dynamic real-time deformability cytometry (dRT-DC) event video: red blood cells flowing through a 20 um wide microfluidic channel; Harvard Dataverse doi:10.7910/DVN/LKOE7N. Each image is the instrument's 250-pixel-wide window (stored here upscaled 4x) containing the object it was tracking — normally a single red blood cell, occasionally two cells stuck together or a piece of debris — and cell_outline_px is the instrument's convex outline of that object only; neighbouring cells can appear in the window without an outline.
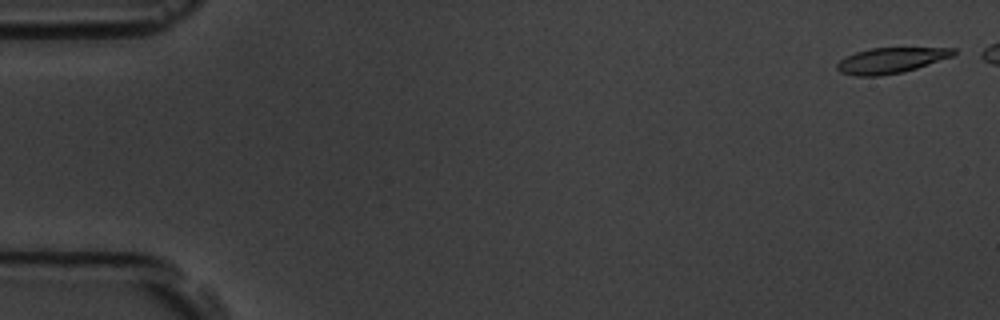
{"species": "common noctule bat (a hibernating species)", "species_latin": "Nyctalus noctula", "temperature_condition": "room temperature", "stored_images_in_passage": 7, "segment_of_instrument_passage": [1, 2], "camera_frame_rate_fps": 3000, "um_per_image_px": 0.085, "animal": {"sex": "male", "body_mass_g": 19.5, "forearm_length_mm": 54.6}, "frame": {"image": 1, "passage_image": 1, "time_ms": 0.0, "image_size_px": [1000, 320], "cell_outline_px": [[956, 52], [952, 56], [904, 72], [880, 76], [856, 76], [840, 72], [836, 68], [836, 64], [840, 60], [856, 52], [872, 48], [956, 48]], "centroid_in_image_um": [75.7, 5.14], "position_along_channel_um": 9.3, "area_um2": 17.17}}
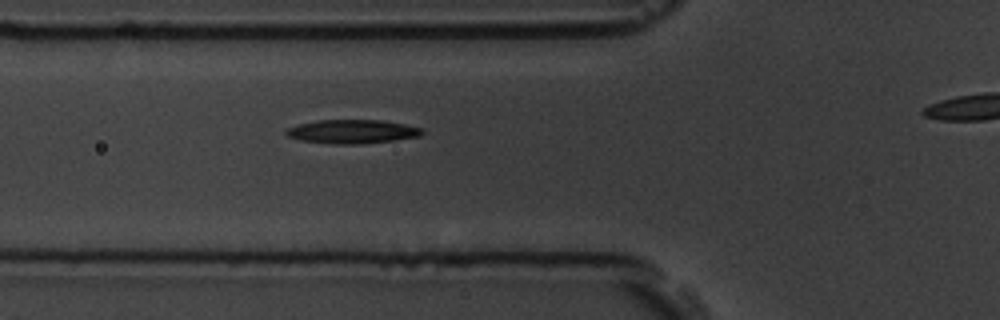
{"frame": {"image": 2, "passage_image": 6, "time_ms": 1.667, "image_size_px": [1000, 320], "cell_outline_px": [[424, 132], [420, 136], [396, 140], [360, 144], [336, 144], [300, 140], [288, 136], [284, 132], [288, 128], [300, 124], [316, 120], [384, 120], [424, 128]], "centroid_in_image_um": [29.99, 11.18], "position_along_channel_um": 95.8, "area_um2": 18.9}}